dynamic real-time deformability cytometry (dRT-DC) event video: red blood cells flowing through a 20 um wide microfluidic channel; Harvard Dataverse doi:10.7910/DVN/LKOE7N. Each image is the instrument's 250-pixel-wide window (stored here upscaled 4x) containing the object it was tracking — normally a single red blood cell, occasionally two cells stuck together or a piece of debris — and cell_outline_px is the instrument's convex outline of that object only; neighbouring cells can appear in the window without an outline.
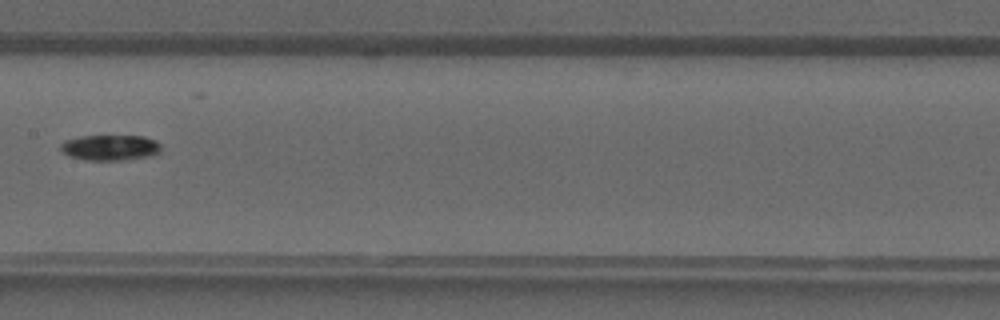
{"species": "common noctule bat (a hibernating species)", "species_latin": "Nyctalus noctula", "temperature_condition": "warm", "stored_images_in_passage": 22, "camera_frame_rate_fps": 3000, "um_per_image_px": 0.085, "animal": {"sex": "male", "forearm_length_mm": 52.5}, "frame": {"image": 1, "passage_image": 10, "time_ms": 3.0, "image_size_px": [1000, 320], "cell_outline_px": [[160, 152], [152, 156], [128, 160], [84, 160], [68, 156], [60, 148], [60, 144], [64, 140], [80, 136], [144, 136], [156, 140], [160, 144]], "centroid_in_image_um": [9.37, 12.55], "position_along_channel_um": 198.0, "area_um2": 15.2}}
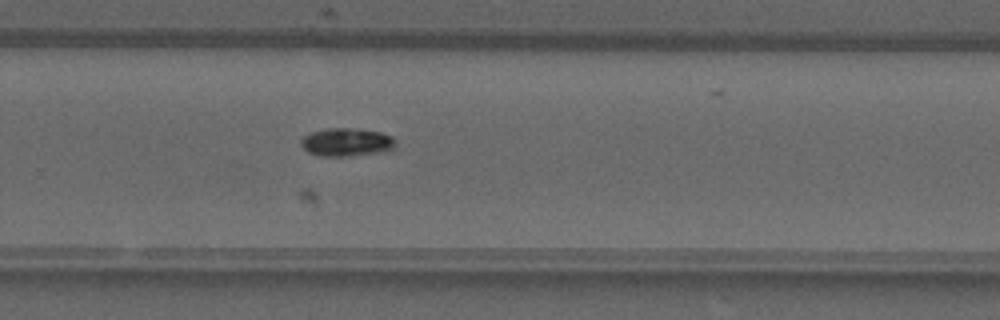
{"frame": {"image": 2, "passage_image": 16, "time_ms": 5.0, "image_size_px": [1000, 320], "cell_outline_px": [[396, 144], [392, 148], [384, 152], [352, 156], [320, 156], [308, 152], [300, 144], [300, 140], [304, 136], [312, 132], [328, 128], [348, 128], [380, 132], [392, 136]], "centroid_in_image_um": [29.45, 12.1], "position_along_channel_um": 300.4, "area_um2": 15.49}}
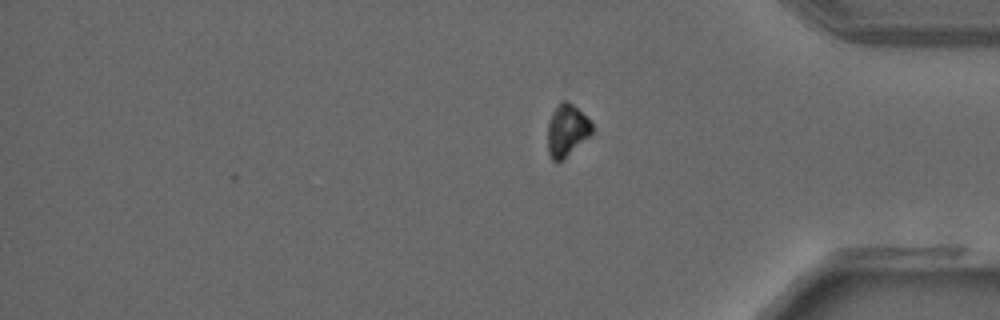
{"frame": {"image": 3, "passage_image": 22, "time_ms": 7.0, "image_size_px": [1000, 320], "cell_outline_px": [[592, 132], [564, 160], [552, 160], [548, 152], [548, 124], [552, 112], [560, 100], [564, 100], [572, 104], [592, 124]], "centroid_in_image_um": [48.15, 11.09], "position_along_channel_um": 387.1, "area_um2": 13.12}}